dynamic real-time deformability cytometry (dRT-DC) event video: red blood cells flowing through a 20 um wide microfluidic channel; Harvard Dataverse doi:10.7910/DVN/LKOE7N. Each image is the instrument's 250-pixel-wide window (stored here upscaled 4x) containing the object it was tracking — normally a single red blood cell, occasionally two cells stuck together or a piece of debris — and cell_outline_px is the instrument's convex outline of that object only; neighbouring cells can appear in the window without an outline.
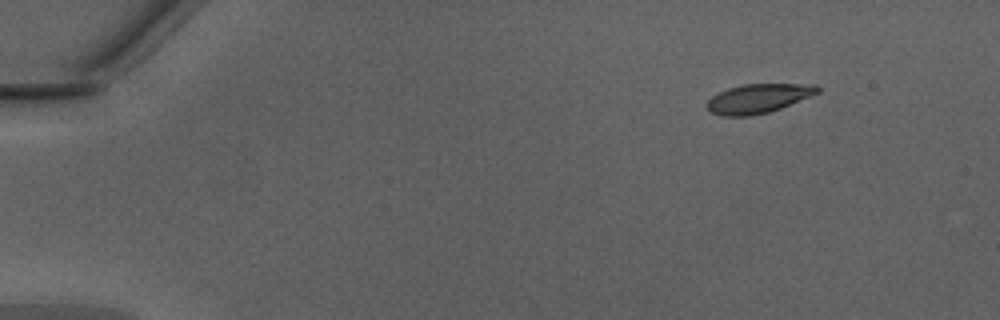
{"species": "Egyptian fruit bat (a non-hibernating species)", "species_latin": "Rousettus aegyptiacus", "temperature_condition": "warm", "stored_images_in_passage": 43, "camera_frame_rate_fps": 3000, "um_per_image_px": 0.085, "animal": {"sex": "male"}, "frame": {"image": 1, "passage_image": 1, "time_ms": 0.0, "image_size_px": [1000, 320], "cell_outline_px": [[820, 92], [780, 108], [768, 112], [752, 116], [720, 116], [712, 112], [704, 104], [712, 96], [728, 88], [744, 84], [816, 84], [820, 88]], "centroid_in_image_um": [64.44, 8.37], "position_along_channel_um": 20.6, "area_um2": 18.73}}
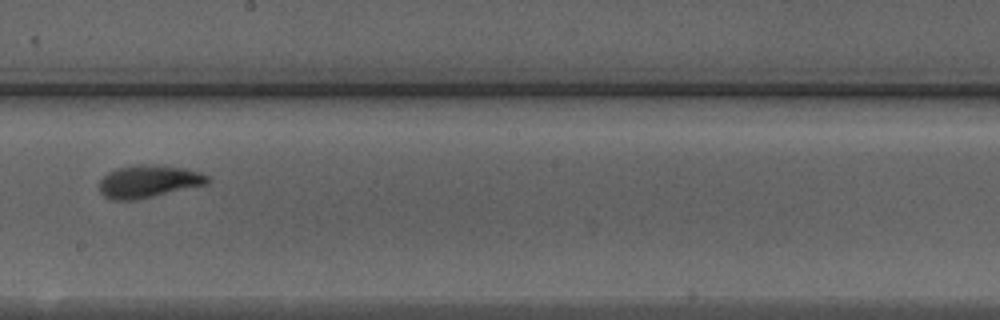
{"frame": {"image": 2, "passage_image": 24, "time_ms": 7.667, "image_size_px": [1000, 320], "cell_outline_px": [[212, 180], [208, 184], [136, 200], [112, 200], [104, 196], [100, 192], [100, 180], [108, 172], [116, 168], [140, 164], [156, 164], [184, 168], [200, 172], [208, 176]], "centroid_in_image_um": [12.65, 15.41], "position_along_channel_um": 235.6, "area_um2": 20.69}}
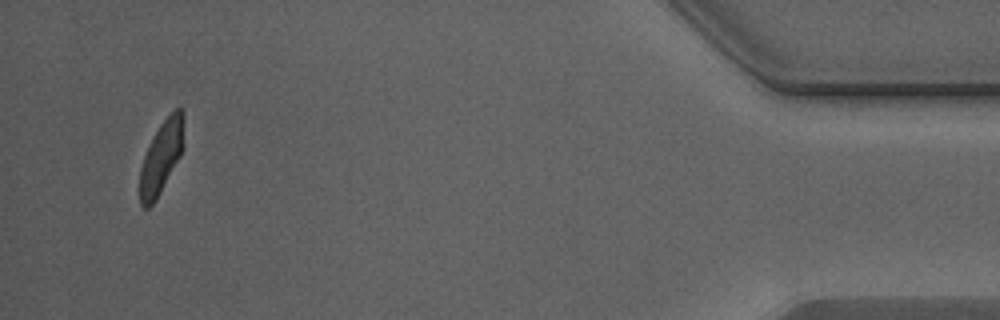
{"frame": {"image": 3, "passage_image": 42, "time_ms": 13.667, "image_size_px": [1000, 320], "cell_outline_px": [[184, 144], [180, 156], [156, 200], [148, 208], [144, 208], [140, 204], [140, 168], [144, 156], [160, 124], [176, 108], [180, 108], [184, 112]], "centroid_in_image_um": [13.73, 13.36], "position_along_channel_um": 421.5, "area_um2": 18.38}}